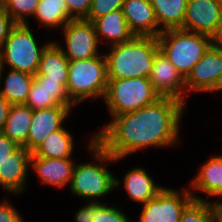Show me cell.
<instances>
[{
    "label": "cell",
    "mask_w": 222,
    "mask_h": 222,
    "mask_svg": "<svg viewBox=\"0 0 222 222\" xmlns=\"http://www.w3.org/2000/svg\"><path fill=\"white\" fill-rule=\"evenodd\" d=\"M108 83L107 62L103 54L83 59L69 61L67 94L70 101L76 105L89 97H103Z\"/></svg>",
    "instance_id": "5b68a950"
},
{
    "label": "cell",
    "mask_w": 222,
    "mask_h": 222,
    "mask_svg": "<svg viewBox=\"0 0 222 222\" xmlns=\"http://www.w3.org/2000/svg\"><path fill=\"white\" fill-rule=\"evenodd\" d=\"M89 150L92 151V157L98 158L102 165L81 163L75 164L70 183V190L76 196L91 199V202H96L95 197H102L107 195L115 187L120 185V181L114 178L111 171L107 170L103 162L109 163L119 160L114 158L102 146H100L95 139V135L89 142ZM109 161V162H108Z\"/></svg>",
    "instance_id": "3957f363"
},
{
    "label": "cell",
    "mask_w": 222,
    "mask_h": 222,
    "mask_svg": "<svg viewBox=\"0 0 222 222\" xmlns=\"http://www.w3.org/2000/svg\"><path fill=\"white\" fill-rule=\"evenodd\" d=\"M222 197V195H220ZM213 207H214V213L219 216L222 217V202H220V200H217V202H213Z\"/></svg>",
    "instance_id": "8d00e7d4"
},
{
    "label": "cell",
    "mask_w": 222,
    "mask_h": 222,
    "mask_svg": "<svg viewBox=\"0 0 222 222\" xmlns=\"http://www.w3.org/2000/svg\"><path fill=\"white\" fill-rule=\"evenodd\" d=\"M11 104L0 94V132H2Z\"/></svg>",
    "instance_id": "d590c367"
},
{
    "label": "cell",
    "mask_w": 222,
    "mask_h": 222,
    "mask_svg": "<svg viewBox=\"0 0 222 222\" xmlns=\"http://www.w3.org/2000/svg\"><path fill=\"white\" fill-rule=\"evenodd\" d=\"M214 91H216V92L222 91V76H221V78H220V80H219V82H218Z\"/></svg>",
    "instance_id": "74e56055"
},
{
    "label": "cell",
    "mask_w": 222,
    "mask_h": 222,
    "mask_svg": "<svg viewBox=\"0 0 222 222\" xmlns=\"http://www.w3.org/2000/svg\"><path fill=\"white\" fill-rule=\"evenodd\" d=\"M216 42H217L218 44L222 45V31H221L218 39L216 40Z\"/></svg>",
    "instance_id": "60d3db41"
},
{
    "label": "cell",
    "mask_w": 222,
    "mask_h": 222,
    "mask_svg": "<svg viewBox=\"0 0 222 222\" xmlns=\"http://www.w3.org/2000/svg\"><path fill=\"white\" fill-rule=\"evenodd\" d=\"M92 23L95 27L98 40H109L111 45L124 43L135 36L126 22L122 9L111 11L107 15L94 20Z\"/></svg>",
    "instance_id": "d6986e66"
},
{
    "label": "cell",
    "mask_w": 222,
    "mask_h": 222,
    "mask_svg": "<svg viewBox=\"0 0 222 222\" xmlns=\"http://www.w3.org/2000/svg\"><path fill=\"white\" fill-rule=\"evenodd\" d=\"M73 142L72 135L62 127L50 133L32 153L42 158H69L72 156Z\"/></svg>",
    "instance_id": "cb8c5ba5"
},
{
    "label": "cell",
    "mask_w": 222,
    "mask_h": 222,
    "mask_svg": "<svg viewBox=\"0 0 222 222\" xmlns=\"http://www.w3.org/2000/svg\"><path fill=\"white\" fill-rule=\"evenodd\" d=\"M3 69L4 68H3L1 61H0V84H1V79H2V75H3V72H2ZM0 88H2L1 85H0Z\"/></svg>",
    "instance_id": "ab89813d"
},
{
    "label": "cell",
    "mask_w": 222,
    "mask_h": 222,
    "mask_svg": "<svg viewBox=\"0 0 222 222\" xmlns=\"http://www.w3.org/2000/svg\"><path fill=\"white\" fill-rule=\"evenodd\" d=\"M194 200L183 210L179 222H212L214 207L213 203L195 196Z\"/></svg>",
    "instance_id": "4316f807"
},
{
    "label": "cell",
    "mask_w": 222,
    "mask_h": 222,
    "mask_svg": "<svg viewBox=\"0 0 222 222\" xmlns=\"http://www.w3.org/2000/svg\"><path fill=\"white\" fill-rule=\"evenodd\" d=\"M106 204V205H105ZM121 210L107 206V203L95 202L93 222H131Z\"/></svg>",
    "instance_id": "f1b7e54d"
},
{
    "label": "cell",
    "mask_w": 222,
    "mask_h": 222,
    "mask_svg": "<svg viewBox=\"0 0 222 222\" xmlns=\"http://www.w3.org/2000/svg\"><path fill=\"white\" fill-rule=\"evenodd\" d=\"M0 222H25L18 211L8 201L0 203Z\"/></svg>",
    "instance_id": "d6a6232c"
},
{
    "label": "cell",
    "mask_w": 222,
    "mask_h": 222,
    "mask_svg": "<svg viewBox=\"0 0 222 222\" xmlns=\"http://www.w3.org/2000/svg\"><path fill=\"white\" fill-rule=\"evenodd\" d=\"M34 17L49 28L64 27L71 21L65 0H40Z\"/></svg>",
    "instance_id": "484cf974"
},
{
    "label": "cell",
    "mask_w": 222,
    "mask_h": 222,
    "mask_svg": "<svg viewBox=\"0 0 222 222\" xmlns=\"http://www.w3.org/2000/svg\"><path fill=\"white\" fill-rule=\"evenodd\" d=\"M184 105L178 99L161 97L136 111L114 116L95 135L96 142L118 159L148 146L176 145Z\"/></svg>",
    "instance_id": "6da1fadb"
},
{
    "label": "cell",
    "mask_w": 222,
    "mask_h": 222,
    "mask_svg": "<svg viewBox=\"0 0 222 222\" xmlns=\"http://www.w3.org/2000/svg\"><path fill=\"white\" fill-rule=\"evenodd\" d=\"M194 200L189 189L183 192L163 188L142 208L139 222H179L183 210Z\"/></svg>",
    "instance_id": "ba28073f"
},
{
    "label": "cell",
    "mask_w": 222,
    "mask_h": 222,
    "mask_svg": "<svg viewBox=\"0 0 222 222\" xmlns=\"http://www.w3.org/2000/svg\"><path fill=\"white\" fill-rule=\"evenodd\" d=\"M40 0H7L3 7L16 24H27L25 17L33 15Z\"/></svg>",
    "instance_id": "83f0119b"
},
{
    "label": "cell",
    "mask_w": 222,
    "mask_h": 222,
    "mask_svg": "<svg viewBox=\"0 0 222 222\" xmlns=\"http://www.w3.org/2000/svg\"><path fill=\"white\" fill-rule=\"evenodd\" d=\"M95 215V202L85 204L76 214L75 222H93Z\"/></svg>",
    "instance_id": "e575fe53"
},
{
    "label": "cell",
    "mask_w": 222,
    "mask_h": 222,
    "mask_svg": "<svg viewBox=\"0 0 222 222\" xmlns=\"http://www.w3.org/2000/svg\"><path fill=\"white\" fill-rule=\"evenodd\" d=\"M33 110L25 104L11 105L2 133L27 150L29 127Z\"/></svg>",
    "instance_id": "ffe728a7"
},
{
    "label": "cell",
    "mask_w": 222,
    "mask_h": 222,
    "mask_svg": "<svg viewBox=\"0 0 222 222\" xmlns=\"http://www.w3.org/2000/svg\"><path fill=\"white\" fill-rule=\"evenodd\" d=\"M92 0H65L71 20L85 19Z\"/></svg>",
    "instance_id": "4dcf8cb0"
},
{
    "label": "cell",
    "mask_w": 222,
    "mask_h": 222,
    "mask_svg": "<svg viewBox=\"0 0 222 222\" xmlns=\"http://www.w3.org/2000/svg\"><path fill=\"white\" fill-rule=\"evenodd\" d=\"M123 182L129 197L143 205L164 188L156 185L146 170L140 167L126 173Z\"/></svg>",
    "instance_id": "44dd1931"
},
{
    "label": "cell",
    "mask_w": 222,
    "mask_h": 222,
    "mask_svg": "<svg viewBox=\"0 0 222 222\" xmlns=\"http://www.w3.org/2000/svg\"><path fill=\"white\" fill-rule=\"evenodd\" d=\"M122 12L135 36L158 37L162 32L150 0H124Z\"/></svg>",
    "instance_id": "9a60e30c"
},
{
    "label": "cell",
    "mask_w": 222,
    "mask_h": 222,
    "mask_svg": "<svg viewBox=\"0 0 222 222\" xmlns=\"http://www.w3.org/2000/svg\"><path fill=\"white\" fill-rule=\"evenodd\" d=\"M157 39L159 49L184 78L216 42L207 35L180 28L162 31Z\"/></svg>",
    "instance_id": "277c9868"
},
{
    "label": "cell",
    "mask_w": 222,
    "mask_h": 222,
    "mask_svg": "<svg viewBox=\"0 0 222 222\" xmlns=\"http://www.w3.org/2000/svg\"><path fill=\"white\" fill-rule=\"evenodd\" d=\"M7 0H0V7H4Z\"/></svg>",
    "instance_id": "b9f144b4"
},
{
    "label": "cell",
    "mask_w": 222,
    "mask_h": 222,
    "mask_svg": "<svg viewBox=\"0 0 222 222\" xmlns=\"http://www.w3.org/2000/svg\"><path fill=\"white\" fill-rule=\"evenodd\" d=\"M67 89L59 81L47 80L46 76L34 75L25 105L32 110L54 106H73Z\"/></svg>",
    "instance_id": "5bb4252c"
},
{
    "label": "cell",
    "mask_w": 222,
    "mask_h": 222,
    "mask_svg": "<svg viewBox=\"0 0 222 222\" xmlns=\"http://www.w3.org/2000/svg\"><path fill=\"white\" fill-rule=\"evenodd\" d=\"M162 31L182 27L188 0H150Z\"/></svg>",
    "instance_id": "603a6c76"
},
{
    "label": "cell",
    "mask_w": 222,
    "mask_h": 222,
    "mask_svg": "<svg viewBox=\"0 0 222 222\" xmlns=\"http://www.w3.org/2000/svg\"><path fill=\"white\" fill-rule=\"evenodd\" d=\"M157 37L134 36L124 43L111 45L107 62L108 79L148 77L159 51Z\"/></svg>",
    "instance_id": "7a4b0ae2"
},
{
    "label": "cell",
    "mask_w": 222,
    "mask_h": 222,
    "mask_svg": "<svg viewBox=\"0 0 222 222\" xmlns=\"http://www.w3.org/2000/svg\"><path fill=\"white\" fill-rule=\"evenodd\" d=\"M212 222H222V217H219L214 213Z\"/></svg>",
    "instance_id": "f35d334b"
},
{
    "label": "cell",
    "mask_w": 222,
    "mask_h": 222,
    "mask_svg": "<svg viewBox=\"0 0 222 222\" xmlns=\"http://www.w3.org/2000/svg\"><path fill=\"white\" fill-rule=\"evenodd\" d=\"M180 29L218 39L222 31V3L219 0H188Z\"/></svg>",
    "instance_id": "9c48e42d"
},
{
    "label": "cell",
    "mask_w": 222,
    "mask_h": 222,
    "mask_svg": "<svg viewBox=\"0 0 222 222\" xmlns=\"http://www.w3.org/2000/svg\"><path fill=\"white\" fill-rule=\"evenodd\" d=\"M50 42L42 53L39 67L35 75L46 76L47 80L59 81L65 88L68 84L69 60L62 47Z\"/></svg>",
    "instance_id": "ac0fdd59"
},
{
    "label": "cell",
    "mask_w": 222,
    "mask_h": 222,
    "mask_svg": "<svg viewBox=\"0 0 222 222\" xmlns=\"http://www.w3.org/2000/svg\"><path fill=\"white\" fill-rule=\"evenodd\" d=\"M34 75L9 69L0 94L11 104H25Z\"/></svg>",
    "instance_id": "d4e9b609"
},
{
    "label": "cell",
    "mask_w": 222,
    "mask_h": 222,
    "mask_svg": "<svg viewBox=\"0 0 222 222\" xmlns=\"http://www.w3.org/2000/svg\"><path fill=\"white\" fill-rule=\"evenodd\" d=\"M30 166L38 174L44 184H50L56 187H64L70 185L73 169L76 163L72 158H42L35 156L33 153L30 157Z\"/></svg>",
    "instance_id": "e0dca14e"
},
{
    "label": "cell",
    "mask_w": 222,
    "mask_h": 222,
    "mask_svg": "<svg viewBox=\"0 0 222 222\" xmlns=\"http://www.w3.org/2000/svg\"><path fill=\"white\" fill-rule=\"evenodd\" d=\"M123 2L124 0H92L89 13L84 20L93 22L111 11L122 9Z\"/></svg>",
    "instance_id": "f546056e"
},
{
    "label": "cell",
    "mask_w": 222,
    "mask_h": 222,
    "mask_svg": "<svg viewBox=\"0 0 222 222\" xmlns=\"http://www.w3.org/2000/svg\"><path fill=\"white\" fill-rule=\"evenodd\" d=\"M20 146L6 137L0 132V163L10 158V154L14 153Z\"/></svg>",
    "instance_id": "836d02e7"
},
{
    "label": "cell",
    "mask_w": 222,
    "mask_h": 222,
    "mask_svg": "<svg viewBox=\"0 0 222 222\" xmlns=\"http://www.w3.org/2000/svg\"><path fill=\"white\" fill-rule=\"evenodd\" d=\"M161 96L148 77L108 79L104 96L113 116L136 111L157 101Z\"/></svg>",
    "instance_id": "8992f818"
},
{
    "label": "cell",
    "mask_w": 222,
    "mask_h": 222,
    "mask_svg": "<svg viewBox=\"0 0 222 222\" xmlns=\"http://www.w3.org/2000/svg\"><path fill=\"white\" fill-rule=\"evenodd\" d=\"M16 25L3 7H0V50L3 47L10 31Z\"/></svg>",
    "instance_id": "1f68e13d"
},
{
    "label": "cell",
    "mask_w": 222,
    "mask_h": 222,
    "mask_svg": "<svg viewBox=\"0 0 222 222\" xmlns=\"http://www.w3.org/2000/svg\"><path fill=\"white\" fill-rule=\"evenodd\" d=\"M64 55L69 61L83 60L101 55L98 37L92 22L84 19L71 20L63 27Z\"/></svg>",
    "instance_id": "30bf717a"
},
{
    "label": "cell",
    "mask_w": 222,
    "mask_h": 222,
    "mask_svg": "<svg viewBox=\"0 0 222 222\" xmlns=\"http://www.w3.org/2000/svg\"><path fill=\"white\" fill-rule=\"evenodd\" d=\"M222 76V45L215 42L185 78L186 92L214 91Z\"/></svg>",
    "instance_id": "8fae6325"
},
{
    "label": "cell",
    "mask_w": 222,
    "mask_h": 222,
    "mask_svg": "<svg viewBox=\"0 0 222 222\" xmlns=\"http://www.w3.org/2000/svg\"><path fill=\"white\" fill-rule=\"evenodd\" d=\"M190 186L210 197L222 195V155L205 162Z\"/></svg>",
    "instance_id": "7402d4cb"
},
{
    "label": "cell",
    "mask_w": 222,
    "mask_h": 222,
    "mask_svg": "<svg viewBox=\"0 0 222 222\" xmlns=\"http://www.w3.org/2000/svg\"><path fill=\"white\" fill-rule=\"evenodd\" d=\"M31 154L20 146L10 158L0 163V185L8 192L19 194L25 189Z\"/></svg>",
    "instance_id": "2e32d148"
},
{
    "label": "cell",
    "mask_w": 222,
    "mask_h": 222,
    "mask_svg": "<svg viewBox=\"0 0 222 222\" xmlns=\"http://www.w3.org/2000/svg\"><path fill=\"white\" fill-rule=\"evenodd\" d=\"M72 106H54L47 109L33 110L29 127L27 150L33 152L52 132L62 128L64 119L71 112Z\"/></svg>",
    "instance_id": "4fadbf2b"
},
{
    "label": "cell",
    "mask_w": 222,
    "mask_h": 222,
    "mask_svg": "<svg viewBox=\"0 0 222 222\" xmlns=\"http://www.w3.org/2000/svg\"><path fill=\"white\" fill-rule=\"evenodd\" d=\"M148 79L161 97H172L185 103V78L161 50L154 56V65Z\"/></svg>",
    "instance_id": "7c38bea8"
},
{
    "label": "cell",
    "mask_w": 222,
    "mask_h": 222,
    "mask_svg": "<svg viewBox=\"0 0 222 222\" xmlns=\"http://www.w3.org/2000/svg\"><path fill=\"white\" fill-rule=\"evenodd\" d=\"M49 44L47 42L39 48L28 23L16 24L0 50L1 64L3 67L7 64L12 70L35 75L42 53Z\"/></svg>",
    "instance_id": "52a82bcc"
}]
</instances>
